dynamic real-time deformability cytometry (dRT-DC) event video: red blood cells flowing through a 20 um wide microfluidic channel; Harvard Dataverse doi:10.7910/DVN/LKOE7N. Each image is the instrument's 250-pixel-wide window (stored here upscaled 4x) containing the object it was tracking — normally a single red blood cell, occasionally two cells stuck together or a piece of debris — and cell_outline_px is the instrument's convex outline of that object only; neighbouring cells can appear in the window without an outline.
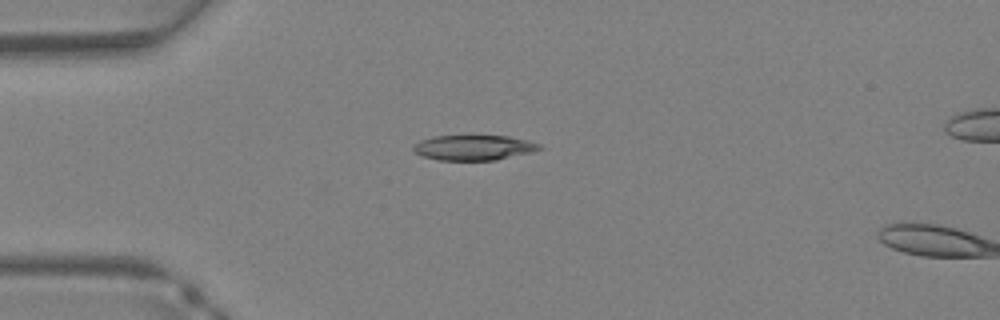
{"species": "Egyptian fruit bat (a non-hibernating species)", "species_latin": "Rousettus aegyptiacus", "temperature_condition": "warm", "stored_images_in_passage": 2, "camera_frame_rate_fps": 3000, "um_per_image_px": 0.085, "animal": {"sex": "female"}, "frame": {"image": 1, "passage_image": 1, "time_ms": 0.0, "image_size_px": [1000, 320], "cell_outline_px": [[544, 148], [532, 152], [496, 160], [440, 160], [424, 156], [416, 152], [412, 148], [420, 140], [432, 136], [508, 136], [528, 140], [540, 144]], "centroid_in_image_um": [40.31, 12.54], "position_along_channel_um": 44.7, "area_um2": 18.38}}